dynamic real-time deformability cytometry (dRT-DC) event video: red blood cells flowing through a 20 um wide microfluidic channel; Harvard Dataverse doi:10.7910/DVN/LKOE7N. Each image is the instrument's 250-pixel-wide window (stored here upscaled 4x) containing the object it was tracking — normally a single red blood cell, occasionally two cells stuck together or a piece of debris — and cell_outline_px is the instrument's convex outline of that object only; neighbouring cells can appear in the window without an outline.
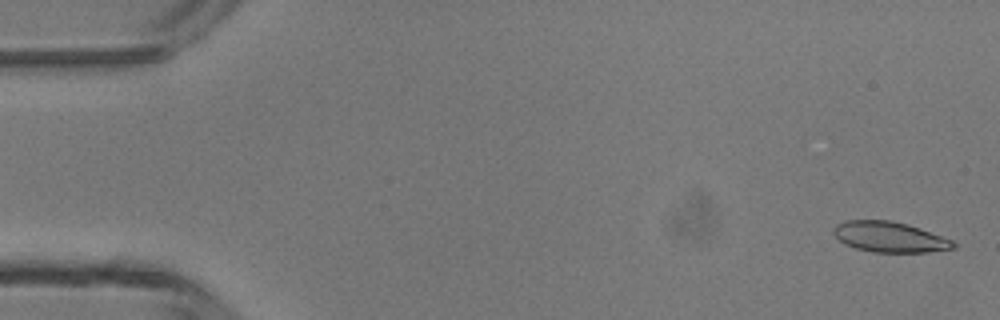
{"species": "common noctule bat (a hibernating species)", "species_latin": "Nyctalus noctula", "temperature_condition": "room temperature", "stored_images_in_passage": 47, "camera_frame_rate_fps": 3000, "um_per_image_px": 0.085, "animal": {"sex": "male", "body_mass_g": 13.3}, "frame": {"image": 1, "passage_image": 2, "time_ms": 0.333, "image_size_px": [1000, 320], "cell_outline_px": [[956, 248], [928, 252], [872, 252], [856, 248], [844, 244], [832, 232], [832, 228], [836, 224], [844, 220], [892, 220], [908, 224], [920, 228], [952, 240], [956, 244]], "centroid_in_image_um": [75.6, 20.13], "position_along_channel_um": 9.4, "area_um2": 21.39}}
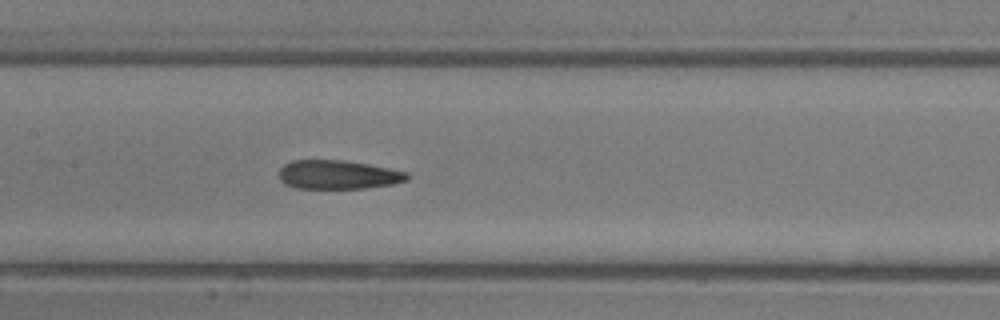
{"frame": {"image": 2, "passage_image": 23, "time_ms": 7.333, "image_size_px": [1000, 320], "cell_outline_px": [[408, 180], [392, 184], [364, 188], [296, 188], [284, 184], [280, 180], [280, 168], [284, 164], [292, 160], [344, 160], [368, 164], [408, 172]], "centroid_in_image_um": [28.72, 14.84], "position_along_channel_um": 178.7, "area_um2": 21.5}}
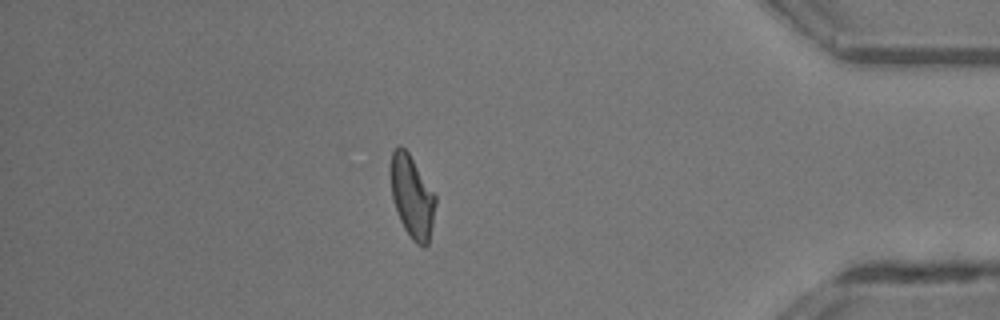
{"frame": {"image": 3, "passage_image": 41, "time_ms": 13.333, "image_size_px": [1000, 320], "cell_outline_px": [[436, 204], [428, 244], [424, 248], [416, 244], [412, 240], [404, 228], [400, 220], [392, 196], [388, 168], [392, 152], [400, 144], [408, 152], [436, 196]], "centroid_in_image_um": [35.0, 16.7], "position_along_channel_um": 400.2, "area_um2": 21.62}, "authors_computed_cell_mechanics": {"area_um2": 22.0218, "velocity_mm_per_s": 4.3888, "shape_relaxation_time_tau1_ms": null, "shape_relaxation_time_tau2_ms": 2.1131, "deformation_change_tau1": null, "deformation_change_tau2": 0.1074}}